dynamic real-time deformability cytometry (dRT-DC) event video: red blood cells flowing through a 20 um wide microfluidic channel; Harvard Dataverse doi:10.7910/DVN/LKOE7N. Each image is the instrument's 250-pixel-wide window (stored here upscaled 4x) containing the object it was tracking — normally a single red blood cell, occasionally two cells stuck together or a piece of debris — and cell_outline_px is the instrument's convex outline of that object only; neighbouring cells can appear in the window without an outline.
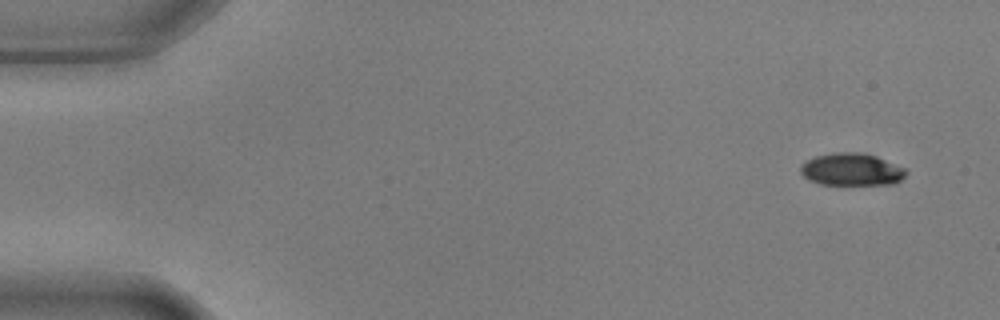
{"species": "common noctule bat (a hibernating species)", "species_latin": "Nyctalus noctula", "temperature_condition": "warm", "stored_images_in_passage": 5, "segment_of_instrument_passage": [1, 2], "camera_frame_rate_fps": 3000, "um_per_image_px": 0.085, "animal": {"sex": "male", "body_mass_g": 17.9, "forearm_length_mm": 54.2}, "frame": {"image": 1, "passage_image": 1, "time_ms": 0.0, "image_size_px": [1000, 320], "cell_outline_px": [[908, 172], [896, 184], [820, 184], [808, 180], [800, 172], [800, 164], [816, 156], [832, 152], [864, 152], [876, 156], [908, 168]], "centroid_in_image_um": [72.41, 14.39], "position_along_channel_um": 12.6, "area_um2": 20.17}}
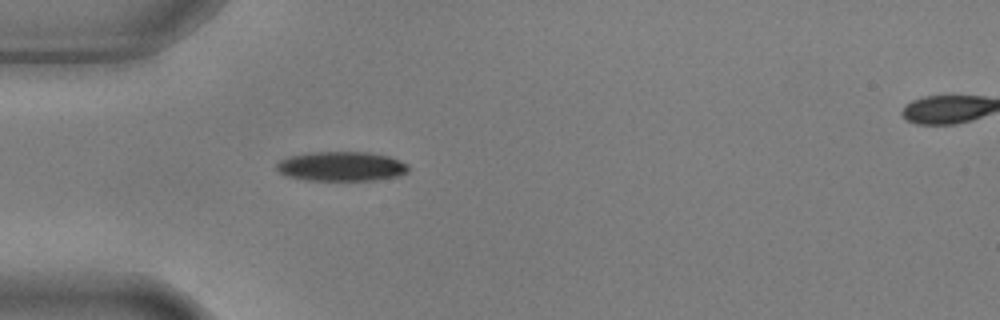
{"frame": {"image": 2, "passage_image": 4, "time_ms": 1.0, "image_size_px": [1000, 320], "cell_outline_px": [[408, 172], [400, 176], [376, 180], [308, 180], [288, 176], [280, 172], [276, 168], [276, 164], [280, 160], [288, 156], [308, 152], [368, 152], [388, 156], [400, 160], [408, 164]], "centroid_in_image_um": [29.04, 14.13], "position_along_channel_um": 56.0, "area_um2": 22.77}}